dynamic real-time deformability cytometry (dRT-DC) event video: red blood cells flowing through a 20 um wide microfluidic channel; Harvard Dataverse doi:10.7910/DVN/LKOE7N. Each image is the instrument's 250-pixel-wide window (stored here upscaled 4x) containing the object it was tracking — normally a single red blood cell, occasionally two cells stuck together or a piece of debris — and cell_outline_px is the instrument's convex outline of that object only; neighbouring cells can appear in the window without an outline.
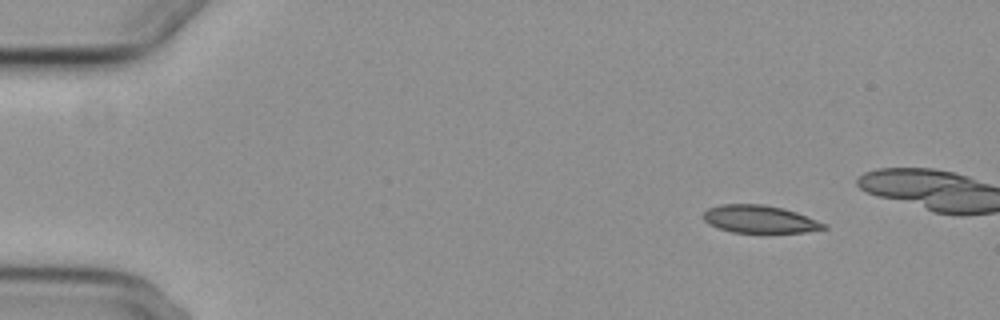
{"species": "common noctule bat (a hibernating species)", "species_latin": "Nyctalus noctula", "temperature_condition": "cold", "stored_images_in_passage": 5, "camera_frame_rate_fps": 3000, "um_per_image_px": 0.085, "animal": {"sex": "female", "body_mass_g": 29.2, "forearm_length_mm": 56.3}, "frame": {"image": 1, "passage_image": 1, "time_ms": 0.0, "image_size_px": [1000, 320], "cell_outline_px": [[828, 228], [804, 232], [732, 232], [708, 224], [704, 220], [704, 212], [708, 208], [720, 204], [764, 204], [784, 208], [796, 212], [828, 224]], "centroid_in_image_um": [64.59, 18.62], "position_along_channel_um": 20.4, "area_um2": 19.36}}